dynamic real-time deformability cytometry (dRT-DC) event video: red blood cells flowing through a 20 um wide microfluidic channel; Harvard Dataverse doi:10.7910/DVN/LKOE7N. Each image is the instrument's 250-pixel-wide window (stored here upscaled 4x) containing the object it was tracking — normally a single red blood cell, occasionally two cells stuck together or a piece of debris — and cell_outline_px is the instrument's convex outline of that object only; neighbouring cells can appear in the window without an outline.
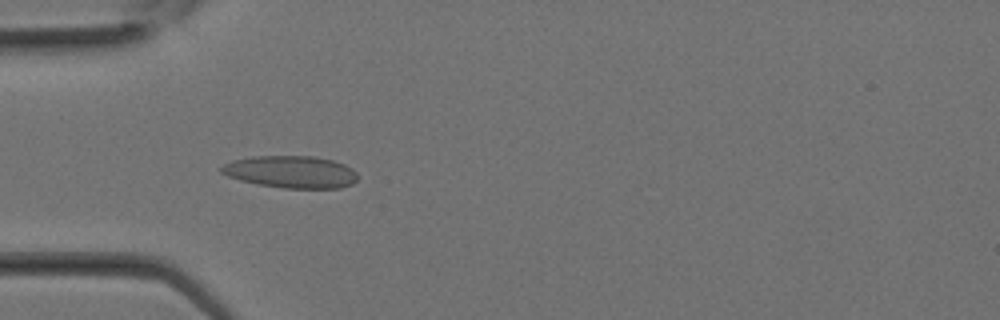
{"species": "Egyptian fruit bat (a non-hibernating species)", "species_latin": "Rousettus aegyptiacus", "temperature_condition": "room temperature", "stored_images_in_passage": 27, "camera_frame_rate_fps": 3000, "um_per_image_px": 0.085, "animal": {"sex": "female"}, "frame": {"image": 1, "passage_image": 9, "time_ms": 2.667, "image_size_px": [1000, 320], "cell_outline_px": [[356, 180], [352, 184], [340, 188], [284, 188], [256, 184], [240, 180], [228, 176], [220, 172], [216, 168], [232, 160], [252, 156], [312, 156], [332, 160], [344, 164], [352, 168], [356, 172]], "centroid_in_image_um": [24.69, 14.61], "position_along_channel_um": 60.3, "area_um2": 25.72}}
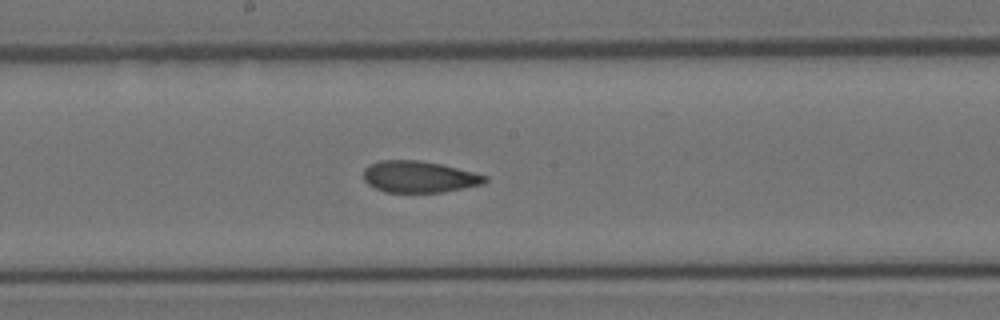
{"frame": {"image": 2, "passage_image": 16, "time_ms": 5.0, "image_size_px": [1000, 320], "cell_outline_px": [[488, 180], [484, 184], [440, 192], [384, 192], [368, 184], [364, 180], [364, 168], [368, 164], [380, 160], [420, 160], [440, 164], [488, 176]], "centroid_in_image_um": [35.59, 15.02], "position_along_channel_um": 212.6, "area_um2": 22.25}}
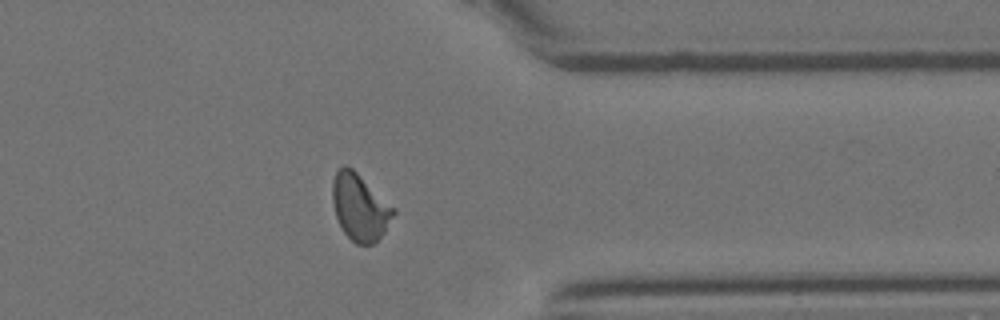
{"frame": {"image": 3, "passage_image": 24, "time_ms": 7.667, "image_size_px": [1000, 320], "cell_outline_px": [[396, 212], [384, 232], [372, 244], [356, 244], [344, 232], [336, 216], [332, 200], [332, 180], [336, 172], [344, 164], [352, 168], [396, 208]], "centroid_in_image_um": [30.59, 17.59], "position_along_channel_um": 380.8, "area_um2": 23.52}}